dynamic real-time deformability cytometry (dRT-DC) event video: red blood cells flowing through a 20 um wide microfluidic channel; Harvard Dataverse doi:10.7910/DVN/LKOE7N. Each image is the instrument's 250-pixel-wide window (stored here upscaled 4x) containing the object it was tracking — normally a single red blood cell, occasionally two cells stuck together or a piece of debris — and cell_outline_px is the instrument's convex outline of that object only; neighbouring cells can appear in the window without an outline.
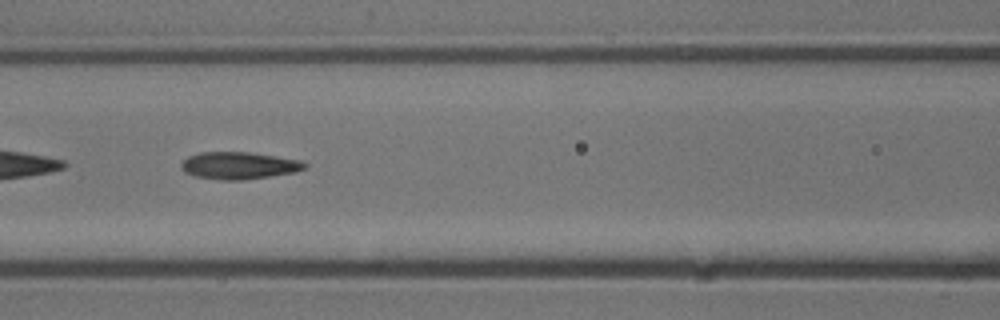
{"species": "common noctule bat (a hibernating species)", "species_latin": "Nyctalus noctula", "temperature_condition": "cold", "stored_images_in_passage": 51, "segment_of_instrument_passage": [2, 2], "camera_frame_rate_fps": 3000, "um_per_image_px": 0.085, "animal": {"sex": "male", "body_mass_g": 13.3}, "frame": {"image": 1, "passage_image": 23, "time_ms": 7.333, "image_size_px": [1000, 320], "cell_outline_px": [[300, 168], [284, 172], [260, 176], [204, 176], [192, 172], [184, 168], [184, 164], [188, 160], [196, 156], [216, 152], [232, 152], [264, 156], [288, 160], [300, 164]], "centroid_in_image_um": [20.22, 14.02], "position_along_channel_um": 146.4, "area_um2": 15.26}}
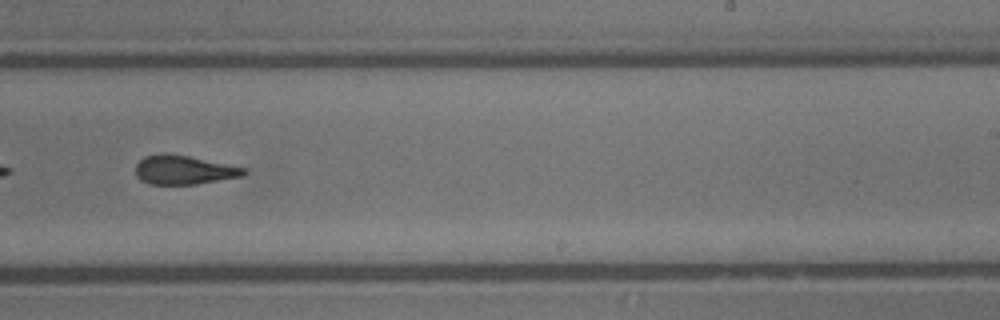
{"frame": {"image": 2, "passage_image": 33, "time_ms": 10.667, "image_size_px": [1000, 320], "cell_outline_px": [[244, 172], [232, 176], [188, 184], [156, 184], [140, 176], [136, 172], [136, 168], [148, 156], [180, 156], [240, 168]], "centroid_in_image_um": [15.52, 14.47], "position_along_channel_um": 273.5, "area_um2": 15.43}}
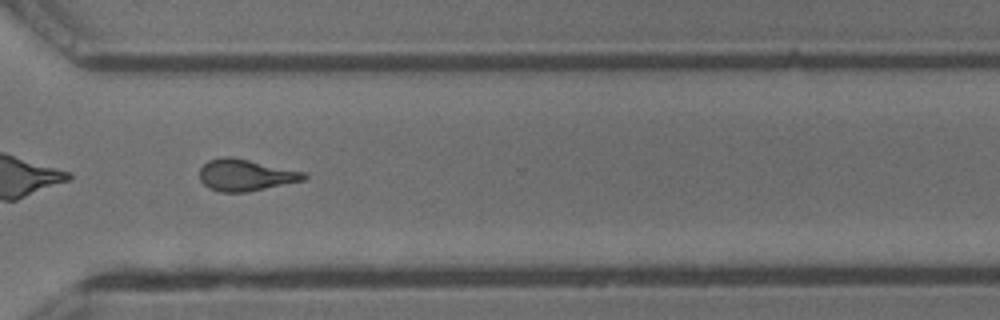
{"frame": {"image": 3, "passage_image": 39, "time_ms": 12.667, "image_size_px": [1000, 320], "cell_outline_px": [[304, 176], [300, 180], [260, 188], [232, 192], [212, 188], [200, 176], [200, 172], [204, 164], [212, 160], [244, 160], [292, 172]], "centroid_in_image_um": [20.73, 14.91], "position_along_channel_um": 349.9, "area_um2": 16.13}}